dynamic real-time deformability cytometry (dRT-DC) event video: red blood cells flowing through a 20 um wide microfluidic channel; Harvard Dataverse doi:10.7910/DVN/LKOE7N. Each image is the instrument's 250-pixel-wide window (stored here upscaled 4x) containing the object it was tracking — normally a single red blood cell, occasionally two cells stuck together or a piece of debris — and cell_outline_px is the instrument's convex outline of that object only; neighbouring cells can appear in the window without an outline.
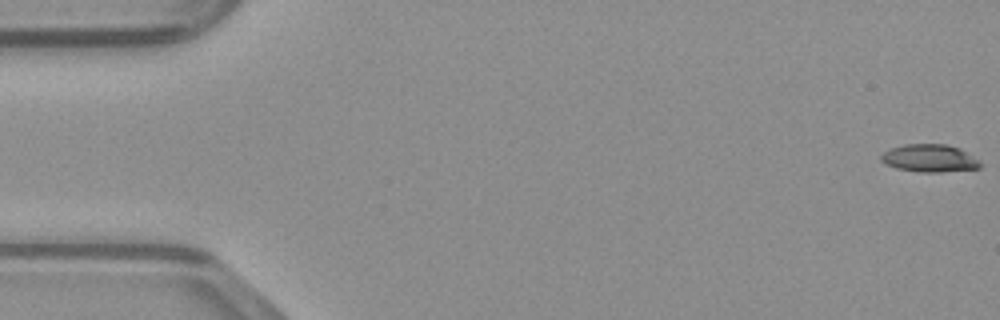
{"species": "common noctule bat (a hibernating species)", "species_latin": "Nyctalus noctula", "temperature_condition": "warm", "stored_images_in_passage": 17, "camera_frame_rate_fps": 3000, "um_per_image_px": 0.085, "animal": {"sex": "male", "body_mass_g": 23.1, "forearm_length_mm": 52.7}, "frame": {"image": 1, "passage_image": 1, "time_ms": 0.0, "image_size_px": [1000, 320], "cell_outline_px": [[980, 168], [940, 172], [920, 172], [896, 168], [880, 160], [880, 156], [884, 152], [892, 148], [904, 144], [944, 144], [960, 148], [980, 160]], "centroid_in_image_um": [79.03, 13.45], "position_along_channel_um": 6.0, "area_um2": 15.9}}
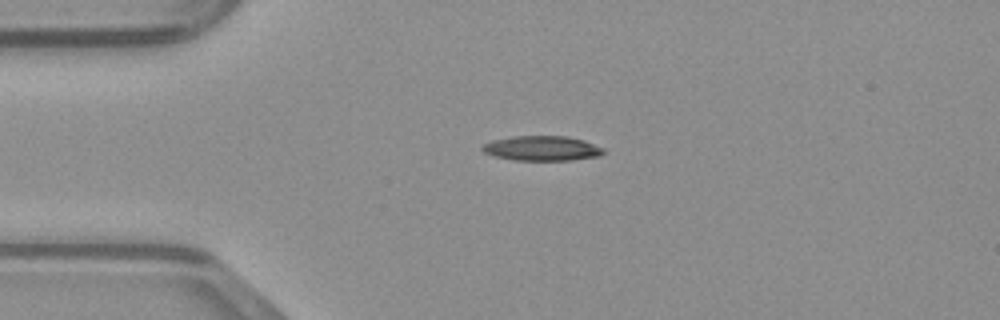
{"frame": {"image": 2, "passage_image": 12, "time_ms": 3.667, "image_size_px": [1000, 320], "cell_outline_px": [[604, 152], [600, 156], [568, 160], [516, 160], [496, 156], [484, 152], [480, 148], [484, 144], [492, 140], [512, 136], [568, 136], [584, 140], [604, 148]], "centroid_in_image_um": [46.08, 12.6], "position_along_channel_um": 38.9, "area_um2": 17.46}}